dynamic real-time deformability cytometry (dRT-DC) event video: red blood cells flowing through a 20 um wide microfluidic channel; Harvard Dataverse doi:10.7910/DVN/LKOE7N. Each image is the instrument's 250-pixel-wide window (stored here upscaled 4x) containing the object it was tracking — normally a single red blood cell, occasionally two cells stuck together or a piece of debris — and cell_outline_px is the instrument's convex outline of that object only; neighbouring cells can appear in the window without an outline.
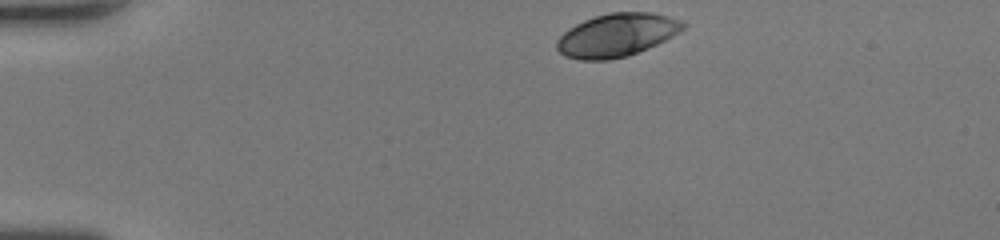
{"species": "human", "species_latin": "Homo sapiens", "temperature_condition": "room temperature", "stored_images_in_passage": 39, "camera_frame_rate_fps": 3000, "um_per_image_px": 0.085, "donor": {"sex": "female"}, "frame": {"image": 1, "passage_image": 1, "time_ms": 0.0, "image_size_px": [1000, 240], "cell_outline_px": [[688, 24], [680, 32], [648, 48], [628, 56], [608, 60], [580, 60], [564, 56], [556, 48], [556, 40], [568, 28], [584, 20], [608, 12], [652, 12], [684, 20]], "centroid_in_image_um": [52.44, 2.98], "position_along_channel_um": 32.6, "area_um2": 31.96}}
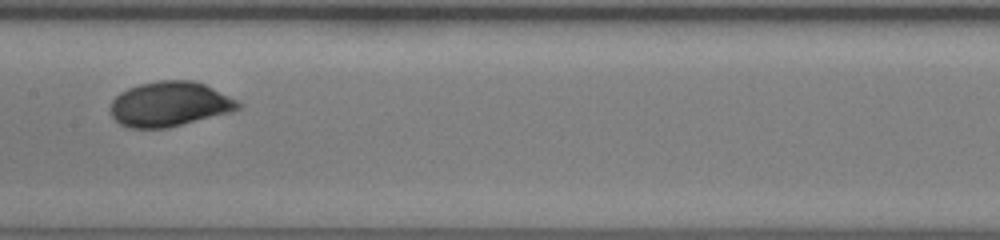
{"frame": {"image": 2, "passage_image": 17, "time_ms": 5.333, "image_size_px": [1000, 240], "cell_outline_px": [[240, 108], [232, 112], [168, 128], [128, 128], [120, 124], [112, 116], [108, 108], [112, 100], [120, 92], [128, 88], [140, 84], [160, 80], [192, 80], [204, 84], [236, 100], [240, 104]], "centroid_in_image_um": [14.37, 8.86], "position_along_channel_um": 193.0, "area_um2": 33.41}}
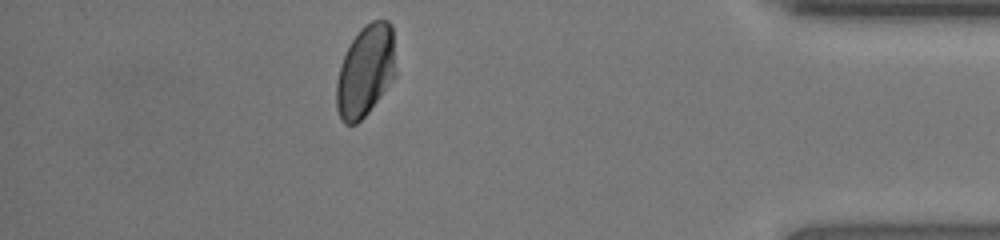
{"frame": {"image": 3, "passage_image": 34, "time_ms": 11.0, "image_size_px": [1000, 240], "cell_outline_px": [[396, 76], [368, 112], [356, 124], [344, 124], [340, 120], [336, 108], [336, 84], [340, 64], [352, 40], [372, 20], [388, 20], [392, 24], [396, 72]], "centroid_in_image_um": [31.07, 6.06], "position_along_channel_um": 404.1, "area_um2": 31.5}, "authors_computed_cell_mechanics": {"area_um2": 32.3102, "velocity_mm_per_s": 4.3709, "shape_relaxation_time_tau1_ms": 2.3862, "shape_relaxation_time_tau2_ms": null, "deformation_change_tau1": 0.1159, "deformation_change_tau2": null}}